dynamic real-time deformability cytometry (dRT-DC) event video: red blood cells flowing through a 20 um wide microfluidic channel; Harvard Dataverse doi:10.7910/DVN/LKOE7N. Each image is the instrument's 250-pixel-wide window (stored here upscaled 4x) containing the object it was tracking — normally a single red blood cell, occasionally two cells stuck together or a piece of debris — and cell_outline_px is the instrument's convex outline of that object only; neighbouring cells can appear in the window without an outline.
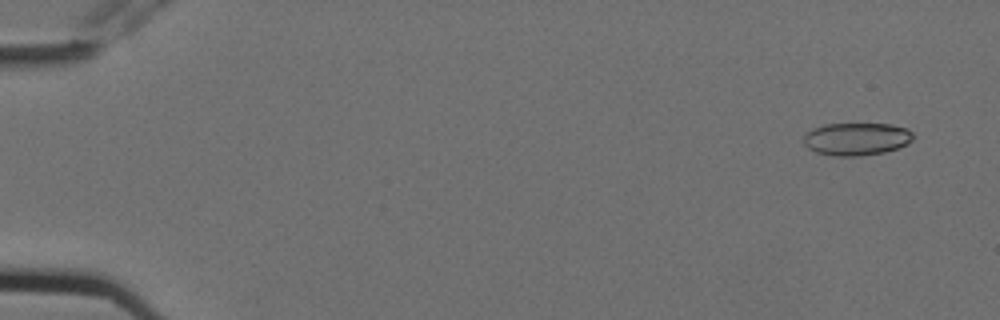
{"species": "Egyptian fruit bat (a non-hibernating species)", "species_latin": "Rousettus aegyptiacus", "temperature_condition": "cold", "stored_images_in_passage": 6, "camera_frame_rate_fps": 3000, "um_per_image_px": 0.085, "animal": {"sex": "female"}, "frame": {"image": 1, "passage_image": 2, "time_ms": 0.333, "image_size_px": [1000, 320], "cell_outline_px": [[912, 140], [908, 144], [884, 152], [860, 156], [832, 156], [816, 152], [808, 148], [804, 144], [804, 136], [812, 128], [824, 124], [892, 124], [908, 128], [912, 132]], "centroid_in_image_um": [72.8, 11.81], "position_along_channel_um": 12.2, "area_um2": 20.92}}
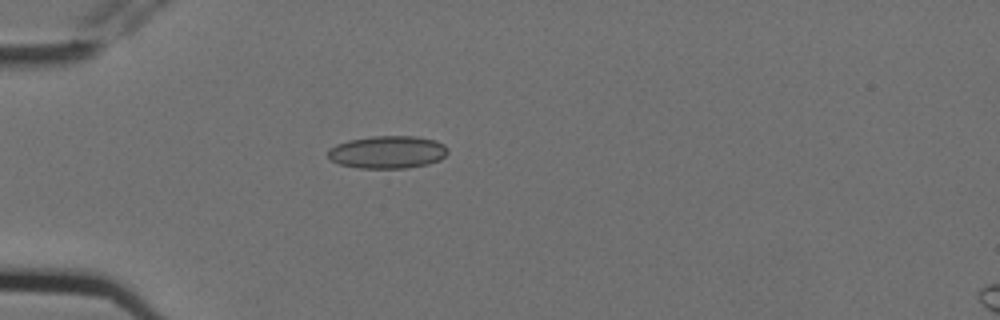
{"frame": {"image": 2, "passage_image": 6, "time_ms": 1.667, "image_size_px": [1000, 320], "cell_outline_px": [[448, 152], [440, 160], [428, 164], [408, 168], [360, 168], [340, 164], [332, 160], [328, 156], [328, 148], [336, 144], [348, 140], [372, 136], [412, 136], [436, 140], [444, 144], [448, 148]], "centroid_in_image_um": [32.95, 12.92], "position_along_channel_um": 52.0, "area_um2": 22.89}}